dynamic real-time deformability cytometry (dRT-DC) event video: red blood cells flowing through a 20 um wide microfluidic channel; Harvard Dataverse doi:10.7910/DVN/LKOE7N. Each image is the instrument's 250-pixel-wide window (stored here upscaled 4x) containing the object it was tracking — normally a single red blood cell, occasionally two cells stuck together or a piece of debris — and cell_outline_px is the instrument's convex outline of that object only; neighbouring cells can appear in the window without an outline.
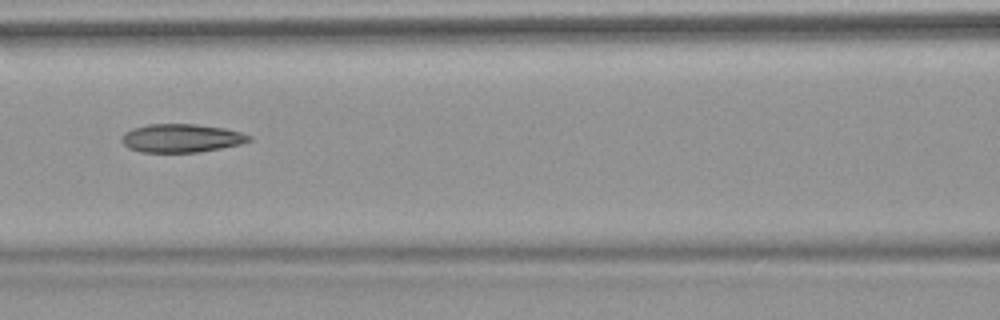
{"species": "common noctule bat (a hibernating species)", "species_latin": "Nyctalus noctula", "temperature_condition": "warm", "stored_images_in_passage": 8, "camera_frame_rate_fps": 3000, "um_per_image_px": 0.085, "animal": {"sex": "female", "body_mass_g": 18.4}, "frame": {"image": 1, "passage_image": 7, "time_ms": 7.0, "image_size_px": [1000, 320], "cell_outline_px": [[252, 140], [240, 144], [200, 152], [140, 152], [128, 148], [120, 140], [124, 132], [132, 128], [148, 124], [196, 124], [224, 128], [240, 132], [252, 136]], "centroid_in_image_um": [15.39, 11.74], "position_along_channel_um": 151.2, "area_um2": 21.15}}